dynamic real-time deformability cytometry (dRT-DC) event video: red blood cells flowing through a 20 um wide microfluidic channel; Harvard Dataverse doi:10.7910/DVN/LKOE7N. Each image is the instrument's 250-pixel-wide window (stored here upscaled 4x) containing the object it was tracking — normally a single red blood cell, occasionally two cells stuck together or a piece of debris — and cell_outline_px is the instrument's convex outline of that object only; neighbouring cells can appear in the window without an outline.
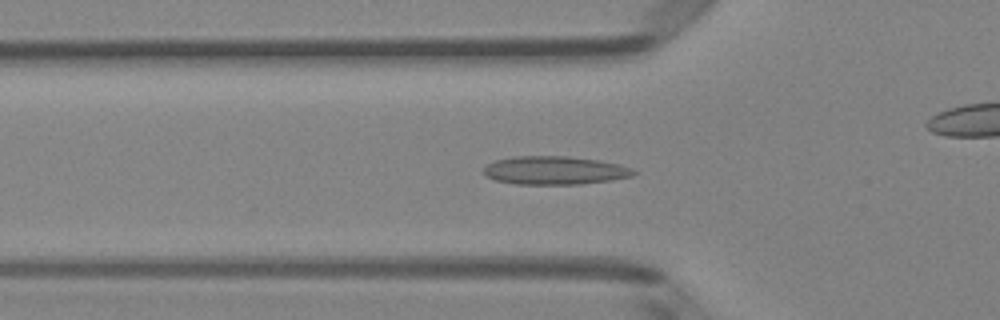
{"species": "Egyptian fruit bat (a non-hibernating species)", "species_latin": "Rousettus aegyptiacus", "temperature_condition": "room temperature", "stored_images_in_passage": 51, "camera_frame_rate_fps": 3000, "um_per_image_px": 0.085, "animal": {"sex": "female"}, "frame": {"image": 1, "passage_image": 17, "time_ms": 5.333, "image_size_px": [1000, 320], "cell_outline_px": [[636, 172], [632, 176], [608, 180], [580, 184], [516, 184], [496, 180], [484, 176], [484, 168], [488, 164], [496, 160], [512, 156], [568, 156], [600, 160], [620, 164], [632, 168]], "centroid_in_image_um": [47.14, 14.47], "position_along_channel_um": 78.7, "area_um2": 24.74}}
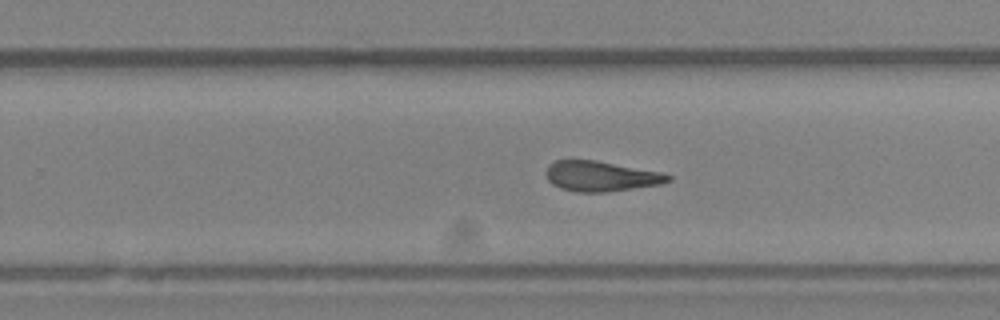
{"frame": {"image": 2, "passage_image": 32, "time_ms": 10.333, "image_size_px": [1000, 320], "cell_outline_px": [[672, 180], [660, 184], [608, 192], [576, 192], [560, 188], [552, 184], [548, 180], [544, 172], [548, 164], [556, 160], [596, 160], [660, 172], [672, 176]], "centroid_in_image_um": [51.03, 14.98], "position_along_channel_um": 278.8, "area_um2": 21.56}}
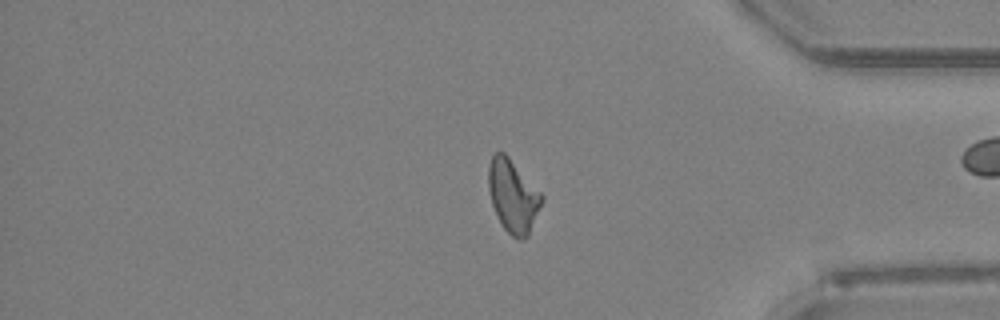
{"frame": {"image": 3, "passage_image": 42, "time_ms": 13.667, "image_size_px": [1000, 320], "cell_outline_px": [[544, 200], [528, 236], [524, 240], [520, 240], [512, 236], [504, 228], [496, 216], [492, 204], [488, 188], [488, 164], [492, 156], [496, 152], [504, 152], [508, 156], [544, 196]], "centroid_in_image_um": [43.6, 16.68], "position_along_channel_um": 391.6, "area_um2": 22.66}, "authors_computed_cell_mechanics": {"area_um2": 22.6576, "velocity_mm_per_s": 4.0132, "shape_relaxation_time_tau1_ms": null, "shape_relaxation_time_tau2_ms": 6.8475, "deformation_change_tau1": null, "deformation_change_tau2": 0.1557}}